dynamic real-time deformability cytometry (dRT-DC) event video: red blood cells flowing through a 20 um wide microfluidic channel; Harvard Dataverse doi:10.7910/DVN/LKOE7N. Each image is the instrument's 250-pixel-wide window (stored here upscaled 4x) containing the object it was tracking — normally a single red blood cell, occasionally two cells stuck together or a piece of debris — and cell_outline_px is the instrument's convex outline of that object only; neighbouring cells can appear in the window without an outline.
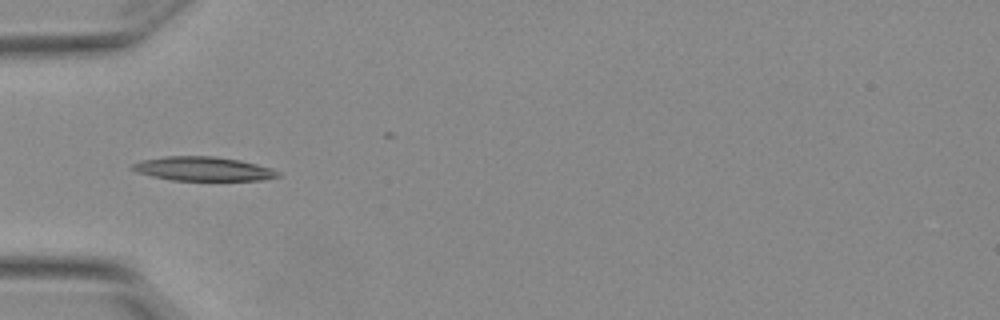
{"species": "Egyptian fruit bat (a non-hibernating species)", "species_latin": "Rousettus aegyptiacus", "temperature_condition": "warm", "stored_images_in_passage": 7, "camera_frame_rate_fps": 3000, "um_per_image_px": 0.085, "animal": {"sex": "female"}, "frame": {"image": 1, "passage_image": 5, "time_ms": 1.333, "image_size_px": [1000, 320], "cell_outline_px": [[280, 176], [260, 180], [172, 180], [152, 176], [136, 172], [128, 168], [132, 164], [140, 160], [164, 156], [212, 156], [240, 160], [272, 168], [280, 172]], "centroid_in_image_um": [17.22, 14.34], "position_along_channel_um": 67.8, "area_um2": 20.46}}
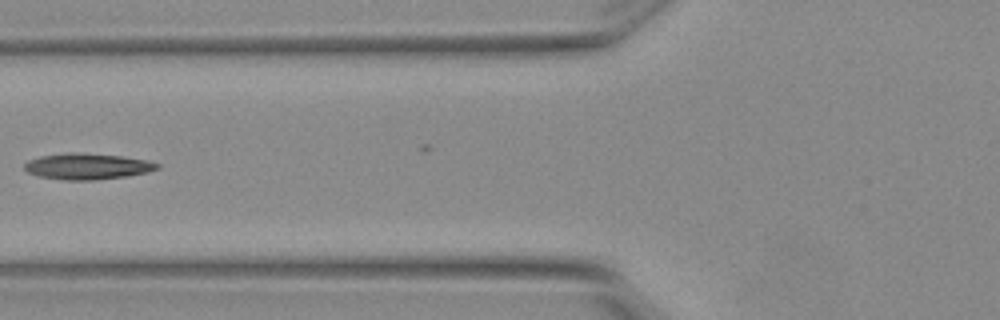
{"frame": {"image": 2, "passage_image": 6, "time_ms": 1.667, "image_size_px": [1000, 320], "cell_outline_px": [[160, 168], [148, 172], [128, 176], [96, 180], [64, 180], [40, 176], [28, 172], [24, 168], [24, 164], [28, 160], [40, 156], [68, 152], [76, 152], [120, 156], [148, 160], [160, 164]], "centroid_in_image_um": [7.44, 14.14], "position_along_channel_um": 118.4, "area_um2": 20.23}}
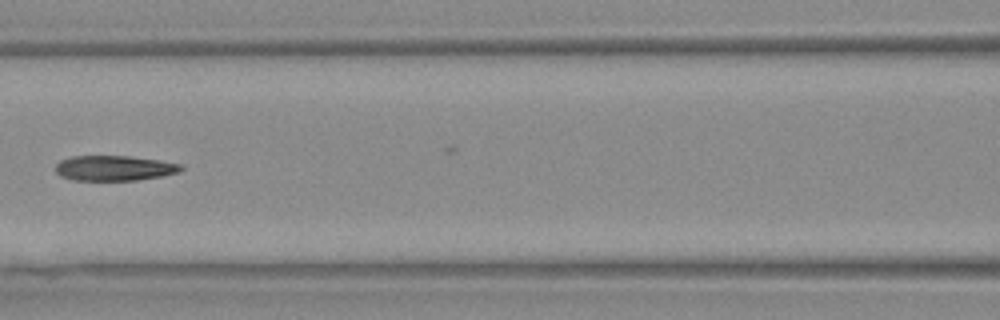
{"frame": {"image": 3, "passage_image": 7, "time_ms": 2.0, "image_size_px": [1000, 320], "cell_outline_px": [[184, 168], [180, 172], [160, 176], [136, 180], [72, 180], [60, 176], [56, 172], [56, 164], [60, 160], [72, 156], [128, 156], [160, 160], [184, 164]], "centroid_in_image_um": [9.73, 14.28], "position_along_channel_um": 156.9, "area_um2": 18.5}}